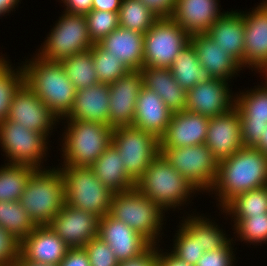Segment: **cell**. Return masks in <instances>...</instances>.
Instances as JSON below:
<instances>
[{
	"label": "cell",
	"instance_id": "cell-1",
	"mask_svg": "<svg viewBox=\"0 0 267 266\" xmlns=\"http://www.w3.org/2000/svg\"><path fill=\"white\" fill-rule=\"evenodd\" d=\"M267 185V155L255 147H242L230 158L218 163L217 177L209 196L214 194L221 210L243 192Z\"/></svg>",
	"mask_w": 267,
	"mask_h": 266
},
{
	"label": "cell",
	"instance_id": "cell-2",
	"mask_svg": "<svg viewBox=\"0 0 267 266\" xmlns=\"http://www.w3.org/2000/svg\"><path fill=\"white\" fill-rule=\"evenodd\" d=\"M21 63L24 83L59 120L64 118L73 106L76 89L60 62H49L35 54Z\"/></svg>",
	"mask_w": 267,
	"mask_h": 266
},
{
	"label": "cell",
	"instance_id": "cell-3",
	"mask_svg": "<svg viewBox=\"0 0 267 266\" xmlns=\"http://www.w3.org/2000/svg\"><path fill=\"white\" fill-rule=\"evenodd\" d=\"M135 188L149 200H153L166 214L172 209L175 211L177 208V211H180L183 206L194 203L191 198L197 193L200 194V191L175 170L161 154L150 163L137 180Z\"/></svg>",
	"mask_w": 267,
	"mask_h": 266
},
{
	"label": "cell",
	"instance_id": "cell-4",
	"mask_svg": "<svg viewBox=\"0 0 267 266\" xmlns=\"http://www.w3.org/2000/svg\"><path fill=\"white\" fill-rule=\"evenodd\" d=\"M60 121L65 130L60 139L58 165L90 167L112 144L113 129L109 125L84 120Z\"/></svg>",
	"mask_w": 267,
	"mask_h": 266
},
{
	"label": "cell",
	"instance_id": "cell-5",
	"mask_svg": "<svg viewBox=\"0 0 267 266\" xmlns=\"http://www.w3.org/2000/svg\"><path fill=\"white\" fill-rule=\"evenodd\" d=\"M35 169L19 200L36 226L49 225L65 204L64 178L59 167Z\"/></svg>",
	"mask_w": 267,
	"mask_h": 266
},
{
	"label": "cell",
	"instance_id": "cell-6",
	"mask_svg": "<svg viewBox=\"0 0 267 266\" xmlns=\"http://www.w3.org/2000/svg\"><path fill=\"white\" fill-rule=\"evenodd\" d=\"M109 214L142 235L152 245L161 242L164 221H167L165 212L135 187L113 194Z\"/></svg>",
	"mask_w": 267,
	"mask_h": 266
},
{
	"label": "cell",
	"instance_id": "cell-7",
	"mask_svg": "<svg viewBox=\"0 0 267 266\" xmlns=\"http://www.w3.org/2000/svg\"><path fill=\"white\" fill-rule=\"evenodd\" d=\"M64 178L65 203L99 218L110 213L114 192L101 183L91 167L60 166Z\"/></svg>",
	"mask_w": 267,
	"mask_h": 266
},
{
	"label": "cell",
	"instance_id": "cell-8",
	"mask_svg": "<svg viewBox=\"0 0 267 266\" xmlns=\"http://www.w3.org/2000/svg\"><path fill=\"white\" fill-rule=\"evenodd\" d=\"M62 12L38 51H35L37 56L49 62H60L74 54L90 50L94 45L85 15Z\"/></svg>",
	"mask_w": 267,
	"mask_h": 266
},
{
	"label": "cell",
	"instance_id": "cell-9",
	"mask_svg": "<svg viewBox=\"0 0 267 266\" xmlns=\"http://www.w3.org/2000/svg\"><path fill=\"white\" fill-rule=\"evenodd\" d=\"M49 138L11 120L6 119L0 124V147L7 163L28 165L35 169L48 168L43 163L45 161L46 164L50 154L48 145L52 141Z\"/></svg>",
	"mask_w": 267,
	"mask_h": 266
},
{
	"label": "cell",
	"instance_id": "cell-10",
	"mask_svg": "<svg viewBox=\"0 0 267 266\" xmlns=\"http://www.w3.org/2000/svg\"><path fill=\"white\" fill-rule=\"evenodd\" d=\"M190 37L171 17H160L144 34L143 68H170Z\"/></svg>",
	"mask_w": 267,
	"mask_h": 266
},
{
	"label": "cell",
	"instance_id": "cell-11",
	"mask_svg": "<svg viewBox=\"0 0 267 266\" xmlns=\"http://www.w3.org/2000/svg\"><path fill=\"white\" fill-rule=\"evenodd\" d=\"M112 144L122 157L127 174L135 182L160 154V139L133 126L113 129Z\"/></svg>",
	"mask_w": 267,
	"mask_h": 266
},
{
	"label": "cell",
	"instance_id": "cell-12",
	"mask_svg": "<svg viewBox=\"0 0 267 266\" xmlns=\"http://www.w3.org/2000/svg\"><path fill=\"white\" fill-rule=\"evenodd\" d=\"M160 154L202 194L212 188L218 162L205 144L189 147L160 148Z\"/></svg>",
	"mask_w": 267,
	"mask_h": 266
},
{
	"label": "cell",
	"instance_id": "cell-13",
	"mask_svg": "<svg viewBox=\"0 0 267 266\" xmlns=\"http://www.w3.org/2000/svg\"><path fill=\"white\" fill-rule=\"evenodd\" d=\"M261 76L266 80L261 85L235 92V108L239 113L241 138L245 147H256L267 128V75Z\"/></svg>",
	"mask_w": 267,
	"mask_h": 266
},
{
	"label": "cell",
	"instance_id": "cell-14",
	"mask_svg": "<svg viewBox=\"0 0 267 266\" xmlns=\"http://www.w3.org/2000/svg\"><path fill=\"white\" fill-rule=\"evenodd\" d=\"M7 120L17 122L27 130L46 134L48 137L61 122L25 83L12 98Z\"/></svg>",
	"mask_w": 267,
	"mask_h": 266
},
{
	"label": "cell",
	"instance_id": "cell-15",
	"mask_svg": "<svg viewBox=\"0 0 267 266\" xmlns=\"http://www.w3.org/2000/svg\"><path fill=\"white\" fill-rule=\"evenodd\" d=\"M246 11L244 69L267 75V0Z\"/></svg>",
	"mask_w": 267,
	"mask_h": 266
},
{
	"label": "cell",
	"instance_id": "cell-16",
	"mask_svg": "<svg viewBox=\"0 0 267 266\" xmlns=\"http://www.w3.org/2000/svg\"><path fill=\"white\" fill-rule=\"evenodd\" d=\"M229 81L211 79L198 83L187 91L185 110L213 118L226 114L235 107L236 93Z\"/></svg>",
	"mask_w": 267,
	"mask_h": 266
},
{
	"label": "cell",
	"instance_id": "cell-17",
	"mask_svg": "<svg viewBox=\"0 0 267 266\" xmlns=\"http://www.w3.org/2000/svg\"><path fill=\"white\" fill-rule=\"evenodd\" d=\"M143 86L140 70H130L109 85V126H133L137 97Z\"/></svg>",
	"mask_w": 267,
	"mask_h": 266
},
{
	"label": "cell",
	"instance_id": "cell-18",
	"mask_svg": "<svg viewBox=\"0 0 267 266\" xmlns=\"http://www.w3.org/2000/svg\"><path fill=\"white\" fill-rule=\"evenodd\" d=\"M99 219L65 203L49 226L69 248H84L87 242L98 236Z\"/></svg>",
	"mask_w": 267,
	"mask_h": 266
},
{
	"label": "cell",
	"instance_id": "cell-19",
	"mask_svg": "<svg viewBox=\"0 0 267 266\" xmlns=\"http://www.w3.org/2000/svg\"><path fill=\"white\" fill-rule=\"evenodd\" d=\"M205 145L218 163L244 147L239 113L235 107L226 114L209 118Z\"/></svg>",
	"mask_w": 267,
	"mask_h": 266
},
{
	"label": "cell",
	"instance_id": "cell-20",
	"mask_svg": "<svg viewBox=\"0 0 267 266\" xmlns=\"http://www.w3.org/2000/svg\"><path fill=\"white\" fill-rule=\"evenodd\" d=\"M98 237L109 245L119 262L137 257L152 245L142 235L110 214L99 219Z\"/></svg>",
	"mask_w": 267,
	"mask_h": 266
},
{
	"label": "cell",
	"instance_id": "cell-21",
	"mask_svg": "<svg viewBox=\"0 0 267 266\" xmlns=\"http://www.w3.org/2000/svg\"><path fill=\"white\" fill-rule=\"evenodd\" d=\"M69 247L49 225L36 226L19 242V254L27 261L58 266Z\"/></svg>",
	"mask_w": 267,
	"mask_h": 266
},
{
	"label": "cell",
	"instance_id": "cell-22",
	"mask_svg": "<svg viewBox=\"0 0 267 266\" xmlns=\"http://www.w3.org/2000/svg\"><path fill=\"white\" fill-rule=\"evenodd\" d=\"M209 118L187 110L171 116L166 133L160 138V148L189 147L205 144Z\"/></svg>",
	"mask_w": 267,
	"mask_h": 266
},
{
	"label": "cell",
	"instance_id": "cell-23",
	"mask_svg": "<svg viewBox=\"0 0 267 266\" xmlns=\"http://www.w3.org/2000/svg\"><path fill=\"white\" fill-rule=\"evenodd\" d=\"M220 0H176L171 18L190 36L205 34L220 18Z\"/></svg>",
	"mask_w": 267,
	"mask_h": 266
},
{
	"label": "cell",
	"instance_id": "cell-24",
	"mask_svg": "<svg viewBox=\"0 0 267 266\" xmlns=\"http://www.w3.org/2000/svg\"><path fill=\"white\" fill-rule=\"evenodd\" d=\"M190 43L194 46L199 63L204 67L213 79L232 82L233 77L242 70L241 64L226 53L217 43L205 34H194L190 37Z\"/></svg>",
	"mask_w": 267,
	"mask_h": 266
},
{
	"label": "cell",
	"instance_id": "cell-25",
	"mask_svg": "<svg viewBox=\"0 0 267 266\" xmlns=\"http://www.w3.org/2000/svg\"><path fill=\"white\" fill-rule=\"evenodd\" d=\"M245 21L243 10L226 11L206 34L221 51L235 58L244 69Z\"/></svg>",
	"mask_w": 267,
	"mask_h": 266
},
{
	"label": "cell",
	"instance_id": "cell-26",
	"mask_svg": "<svg viewBox=\"0 0 267 266\" xmlns=\"http://www.w3.org/2000/svg\"><path fill=\"white\" fill-rule=\"evenodd\" d=\"M109 85L96 84L76 90L70 112L61 120H84L109 125Z\"/></svg>",
	"mask_w": 267,
	"mask_h": 266
},
{
	"label": "cell",
	"instance_id": "cell-27",
	"mask_svg": "<svg viewBox=\"0 0 267 266\" xmlns=\"http://www.w3.org/2000/svg\"><path fill=\"white\" fill-rule=\"evenodd\" d=\"M172 114L154 91L142 86L135 106L133 127L150 132L160 139L166 133Z\"/></svg>",
	"mask_w": 267,
	"mask_h": 266
},
{
	"label": "cell",
	"instance_id": "cell-28",
	"mask_svg": "<svg viewBox=\"0 0 267 266\" xmlns=\"http://www.w3.org/2000/svg\"><path fill=\"white\" fill-rule=\"evenodd\" d=\"M130 70L143 68L144 34L119 27L98 43Z\"/></svg>",
	"mask_w": 267,
	"mask_h": 266
},
{
	"label": "cell",
	"instance_id": "cell-29",
	"mask_svg": "<svg viewBox=\"0 0 267 266\" xmlns=\"http://www.w3.org/2000/svg\"><path fill=\"white\" fill-rule=\"evenodd\" d=\"M140 72L143 86L154 91L173 113L185 110L187 91L174 79L170 68L147 67Z\"/></svg>",
	"mask_w": 267,
	"mask_h": 266
},
{
	"label": "cell",
	"instance_id": "cell-30",
	"mask_svg": "<svg viewBox=\"0 0 267 266\" xmlns=\"http://www.w3.org/2000/svg\"><path fill=\"white\" fill-rule=\"evenodd\" d=\"M117 148L111 144L90 166L97 179L112 192L133 189L136 182L127 174Z\"/></svg>",
	"mask_w": 267,
	"mask_h": 266
},
{
	"label": "cell",
	"instance_id": "cell-31",
	"mask_svg": "<svg viewBox=\"0 0 267 266\" xmlns=\"http://www.w3.org/2000/svg\"><path fill=\"white\" fill-rule=\"evenodd\" d=\"M195 209L191 214L179 217L181 223L199 240L202 249L205 252L219 249L225 246L232 237L226 234L221 224H217L216 219L207 218L206 214H200ZM196 212V213H194ZM197 214V215H196ZM221 228V229H220Z\"/></svg>",
	"mask_w": 267,
	"mask_h": 266
},
{
	"label": "cell",
	"instance_id": "cell-32",
	"mask_svg": "<svg viewBox=\"0 0 267 266\" xmlns=\"http://www.w3.org/2000/svg\"><path fill=\"white\" fill-rule=\"evenodd\" d=\"M170 70L177 83L186 91L198 83H205L212 79L209 72L199 63L191 43L176 56Z\"/></svg>",
	"mask_w": 267,
	"mask_h": 266
},
{
	"label": "cell",
	"instance_id": "cell-33",
	"mask_svg": "<svg viewBox=\"0 0 267 266\" xmlns=\"http://www.w3.org/2000/svg\"><path fill=\"white\" fill-rule=\"evenodd\" d=\"M220 211L219 213L225 214L224 219L227 216L230 218H250L264 215L267 213V185L235 196Z\"/></svg>",
	"mask_w": 267,
	"mask_h": 266
},
{
	"label": "cell",
	"instance_id": "cell-34",
	"mask_svg": "<svg viewBox=\"0 0 267 266\" xmlns=\"http://www.w3.org/2000/svg\"><path fill=\"white\" fill-rule=\"evenodd\" d=\"M0 124L5 121L10 113V106L14 94L24 84V70L20 66H12L7 55L0 52ZM16 67V68H15ZM15 68V69H14Z\"/></svg>",
	"mask_w": 267,
	"mask_h": 266
},
{
	"label": "cell",
	"instance_id": "cell-35",
	"mask_svg": "<svg viewBox=\"0 0 267 266\" xmlns=\"http://www.w3.org/2000/svg\"><path fill=\"white\" fill-rule=\"evenodd\" d=\"M60 64L76 90L99 84L91 49L65 58Z\"/></svg>",
	"mask_w": 267,
	"mask_h": 266
},
{
	"label": "cell",
	"instance_id": "cell-36",
	"mask_svg": "<svg viewBox=\"0 0 267 266\" xmlns=\"http://www.w3.org/2000/svg\"><path fill=\"white\" fill-rule=\"evenodd\" d=\"M34 167L5 162L0 165V201H19Z\"/></svg>",
	"mask_w": 267,
	"mask_h": 266
},
{
	"label": "cell",
	"instance_id": "cell-37",
	"mask_svg": "<svg viewBox=\"0 0 267 266\" xmlns=\"http://www.w3.org/2000/svg\"><path fill=\"white\" fill-rule=\"evenodd\" d=\"M36 224L19 201H0V228L11 234L17 241L29 235Z\"/></svg>",
	"mask_w": 267,
	"mask_h": 266
},
{
	"label": "cell",
	"instance_id": "cell-38",
	"mask_svg": "<svg viewBox=\"0 0 267 266\" xmlns=\"http://www.w3.org/2000/svg\"><path fill=\"white\" fill-rule=\"evenodd\" d=\"M118 17L120 27L143 34L160 18L141 0H122Z\"/></svg>",
	"mask_w": 267,
	"mask_h": 266
},
{
	"label": "cell",
	"instance_id": "cell-39",
	"mask_svg": "<svg viewBox=\"0 0 267 266\" xmlns=\"http://www.w3.org/2000/svg\"><path fill=\"white\" fill-rule=\"evenodd\" d=\"M231 224L235 231L232 233L236 235L232 237L235 244L237 241L249 243V246L267 244V213L250 218H231Z\"/></svg>",
	"mask_w": 267,
	"mask_h": 266
},
{
	"label": "cell",
	"instance_id": "cell-40",
	"mask_svg": "<svg viewBox=\"0 0 267 266\" xmlns=\"http://www.w3.org/2000/svg\"><path fill=\"white\" fill-rule=\"evenodd\" d=\"M91 50L99 83L110 85L130 71L122 61L116 59L98 43L94 44Z\"/></svg>",
	"mask_w": 267,
	"mask_h": 266
},
{
	"label": "cell",
	"instance_id": "cell-41",
	"mask_svg": "<svg viewBox=\"0 0 267 266\" xmlns=\"http://www.w3.org/2000/svg\"><path fill=\"white\" fill-rule=\"evenodd\" d=\"M179 224L169 251L178 259L195 266L205 251L199 240L181 222Z\"/></svg>",
	"mask_w": 267,
	"mask_h": 266
},
{
	"label": "cell",
	"instance_id": "cell-42",
	"mask_svg": "<svg viewBox=\"0 0 267 266\" xmlns=\"http://www.w3.org/2000/svg\"><path fill=\"white\" fill-rule=\"evenodd\" d=\"M89 36L94 44L120 27L118 13L102 10H91L85 15Z\"/></svg>",
	"mask_w": 267,
	"mask_h": 266
},
{
	"label": "cell",
	"instance_id": "cell-43",
	"mask_svg": "<svg viewBox=\"0 0 267 266\" xmlns=\"http://www.w3.org/2000/svg\"><path fill=\"white\" fill-rule=\"evenodd\" d=\"M91 266H118L119 261L109 245L100 237H94L84 246Z\"/></svg>",
	"mask_w": 267,
	"mask_h": 266
},
{
	"label": "cell",
	"instance_id": "cell-44",
	"mask_svg": "<svg viewBox=\"0 0 267 266\" xmlns=\"http://www.w3.org/2000/svg\"><path fill=\"white\" fill-rule=\"evenodd\" d=\"M234 243L233 239H231L225 246L219 249L204 252L195 266H235L237 259Z\"/></svg>",
	"mask_w": 267,
	"mask_h": 266
},
{
	"label": "cell",
	"instance_id": "cell-45",
	"mask_svg": "<svg viewBox=\"0 0 267 266\" xmlns=\"http://www.w3.org/2000/svg\"><path fill=\"white\" fill-rule=\"evenodd\" d=\"M19 254V241L0 228V266H13Z\"/></svg>",
	"mask_w": 267,
	"mask_h": 266
},
{
	"label": "cell",
	"instance_id": "cell-46",
	"mask_svg": "<svg viewBox=\"0 0 267 266\" xmlns=\"http://www.w3.org/2000/svg\"><path fill=\"white\" fill-rule=\"evenodd\" d=\"M159 245H151L137 257L120 261L118 266H158Z\"/></svg>",
	"mask_w": 267,
	"mask_h": 266
},
{
	"label": "cell",
	"instance_id": "cell-47",
	"mask_svg": "<svg viewBox=\"0 0 267 266\" xmlns=\"http://www.w3.org/2000/svg\"><path fill=\"white\" fill-rule=\"evenodd\" d=\"M58 266H91L84 248H69Z\"/></svg>",
	"mask_w": 267,
	"mask_h": 266
},
{
	"label": "cell",
	"instance_id": "cell-48",
	"mask_svg": "<svg viewBox=\"0 0 267 266\" xmlns=\"http://www.w3.org/2000/svg\"><path fill=\"white\" fill-rule=\"evenodd\" d=\"M159 17H170L174 11L176 0H141Z\"/></svg>",
	"mask_w": 267,
	"mask_h": 266
},
{
	"label": "cell",
	"instance_id": "cell-49",
	"mask_svg": "<svg viewBox=\"0 0 267 266\" xmlns=\"http://www.w3.org/2000/svg\"><path fill=\"white\" fill-rule=\"evenodd\" d=\"M93 0H59L65 12L86 15L92 10Z\"/></svg>",
	"mask_w": 267,
	"mask_h": 266
},
{
	"label": "cell",
	"instance_id": "cell-50",
	"mask_svg": "<svg viewBox=\"0 0 267 266\" xmlns=\"http://www.w3.org/2000/svg\"><path fill=\"white\" fill-rule=\"evenodd\" d=\"M158 266H193V265L187 264L186 262L178 259L169 251V249L167 250L165 248L164 249L160 248L159 244Z\"/></svg>",
	"mask_w": 267,
	"mask_h": 266
},
{
	"label": "cell",
	"instance_id": "cell-51",
	"mask_svg": "<svg viewBox=\"0 0 267 266\" xmlns=\"http://www.w3.org/2000/svg\"><path fill=\"white\" fill-rule=\"evenodd\" d=\"M122 0H93L92 10H102L118 13Z\"/></svg>",
	"mask_w": 267,
	"mask_h": 266
},
{
	"label": "cell",
	"instance_id": "cell-52",
	"mask_svg": "<svg viewBox=\"0 0 267 266\" xmlns=\"http://www.w3.org/2000/svg\"><path fill=\"white\" fill-rule=\"evenodd\" d=\"M22 0H0V17H5V14H11L16 11L15 9L19 7ZM16 7V8H15Z\"/></svg>",
	"mask_w": 267,
	"mask_h": 266
},
{
	"label": "cell",
	"instance_id": "cell-53",
	"mask_svg": "<svg viewBox=\"0 0 267 266\" xmlns=\"http://www.w3.org/2000/svg\"><path fill=\"white\" fill-rule=\"evenodd\" d=\"M13 266H54V265L29 262L25 260L20 254H18V257L14 262Z\"/></svg>",
	"mask_w": 267,
	"mask_h": 266
},
{
	"label": "cell",
	"instance_id": "cell-54",
	"mask_svg": "<svg viewBox=\"0 0 267 266\" xmlns=\"http://www.w3.org/2000/svg\"><path fill=\"white\" fill-rule=\"evenodd\" d=\"M255 148L259 149L262 153L267 155V128L263 132L261 140Z\"/></svg>",
	"mask_w": 267,
	"mask_h": 266
}]
</instances>
